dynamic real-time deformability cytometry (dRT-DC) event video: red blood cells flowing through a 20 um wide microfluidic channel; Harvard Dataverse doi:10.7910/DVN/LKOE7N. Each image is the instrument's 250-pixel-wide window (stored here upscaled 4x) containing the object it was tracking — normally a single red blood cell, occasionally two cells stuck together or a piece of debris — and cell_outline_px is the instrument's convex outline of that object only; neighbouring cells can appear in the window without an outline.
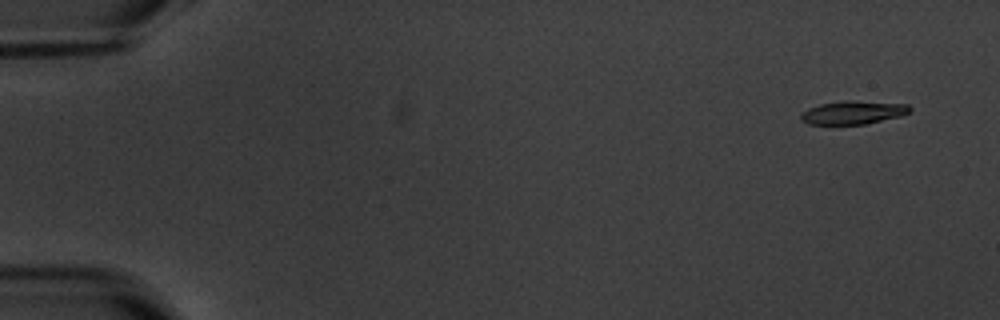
{"species": "common noctule bat (a hibernating species)", "species_latin": "Nyctalus noctula", "temperature_condition": "warm", "stored_images_in_passage": 5, "camera_frame_rate_fps": 3000, "um_per_image_px": 0.085, "animal": {"sex": "male", "body_mass_g": 20.1, "forearm_length_mm": 53.5}, "frame": {"image": 1, "passage_image": 1, "time_ms": 0.0, "image_size_px": [1000, 320], "cell_outline_px": [[912, 112], [900, 116], [868, 124], [808, 124], [800, 116], [808, 108], [820, 104], [848, 100], [908, 104], [912, 108]], "centroid_in_image_um": [72.59, 9.56], "position_along_channel_um": 12.4, "area_um2": 14.74}}
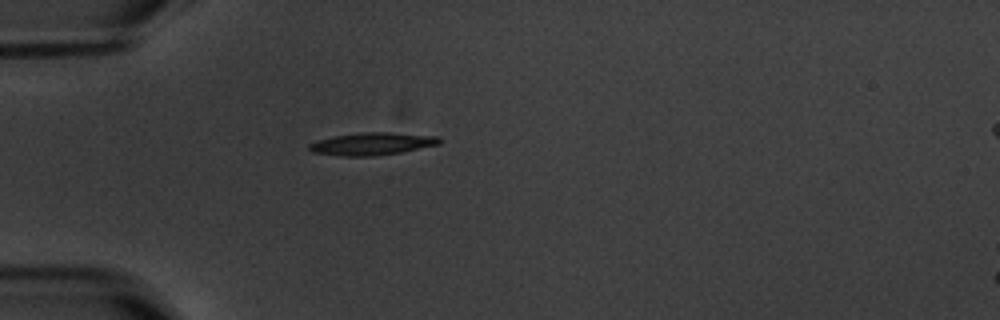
{"frame": {"image": 2, "passage_image": 5, "time_ms": 4.667, "image_size_px": [1000, 320], "cell_outline_px": [[440, 144], [400, 152], [372, 156], [340, 156], [312, 152], [308, 148], [308, 144], [316, 140], [336, 136], [360, 132], [392, 132], [440, 136]], "centroid_in_image_um": [31.62, 12.21], "position_along_channel_um": 53.4, "area_um2": 17.11}}